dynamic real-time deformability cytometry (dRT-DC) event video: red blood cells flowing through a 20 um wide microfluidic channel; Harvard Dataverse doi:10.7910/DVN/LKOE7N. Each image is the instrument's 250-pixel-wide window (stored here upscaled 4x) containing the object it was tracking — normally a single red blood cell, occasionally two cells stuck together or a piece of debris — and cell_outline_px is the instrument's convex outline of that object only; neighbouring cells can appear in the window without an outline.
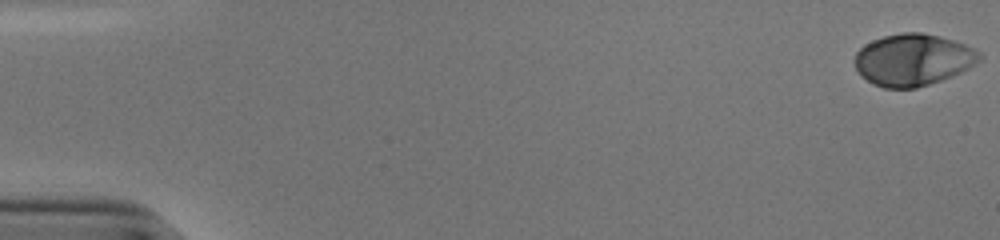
{"species": "human", "species_latin": "Homo sapiens", "temperature_condition": "cold", "stored_images_in_passage": 54, "camera_frame_rate_fps": 3000, "um_per_image_px": 0.085, "donor": {"sex": "male"}, "frame": {"image": 1, "passage_image": 1, "time_ms": 0.0, "image_size_px": [1000, 240], "cell_outline_px": [[984, 56], [980, 60], [968, 68], [960, 72], [940, 80], [916, 88], [884, 88], [872, 84], [860, 76], [856, 68], [856, 52], [864, 44], [872, 40], [884, 36], [904, 32], [920, 32], [940, 36], [964, 44], [980, 52]], "centroid_in_image_um": [77.59, 5.08], "position_along_channel_um": 7.4, "area_um2": 37.57}}
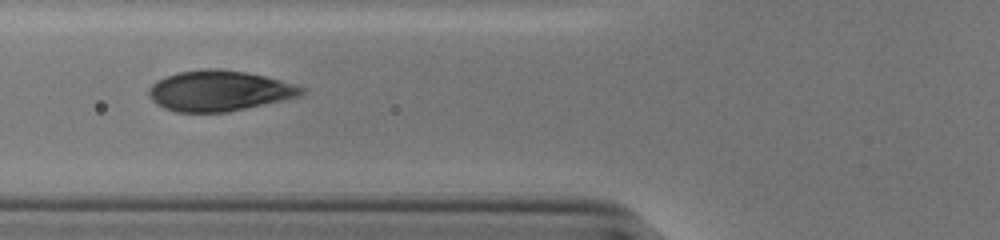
{"frame": {"image": 2, "passage_image": 22, "time_ms": 7.0, "image_size_px": [1000, 240], "cell_outline_px": [[308, 92], [300, 96], [284, 100], [228, 112], [176, 112], [164, 108], [156, 104], [148, 96], [148, 88], [156, 80], [164, 76], [180, 72], [200, 68], [220, 68], [244, 72], [264, 76], [280, 80], [304, 88]], "centroid_in_image_um": [18.6, 7.71], "position_along_channel_um": 107.2, "area_um2": 36.3}}
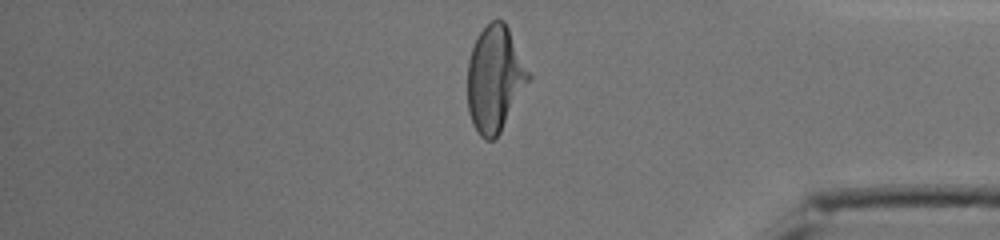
{"frame": {"image": 3, "passage_image": 46, "time_ms": 15.0, "image_size_px": [1000, 240], "cell_outline_px": [[532, 76], [500, 132], [492, 140], [484, 140], [476, 132], [472, 124], [468, 112], [468, 60], [476, 36], [492, 20], [504, 20]], "centroid_in_image_um": [42.05, 6.71], "position_along_channel_um": 393.2, "area_um2": 37.51}, "authors_computed_cell_mechanics": {"area_um2": 37.1365, "velocity_mm_per_s": 3.8453, "shape_relaxation_time_tau1_ms": 3.7902, "shape_relaxation_time_tau2_ms": null, "deformation_change_tau1": 0.1893, "deformation_change_tau2": null}}